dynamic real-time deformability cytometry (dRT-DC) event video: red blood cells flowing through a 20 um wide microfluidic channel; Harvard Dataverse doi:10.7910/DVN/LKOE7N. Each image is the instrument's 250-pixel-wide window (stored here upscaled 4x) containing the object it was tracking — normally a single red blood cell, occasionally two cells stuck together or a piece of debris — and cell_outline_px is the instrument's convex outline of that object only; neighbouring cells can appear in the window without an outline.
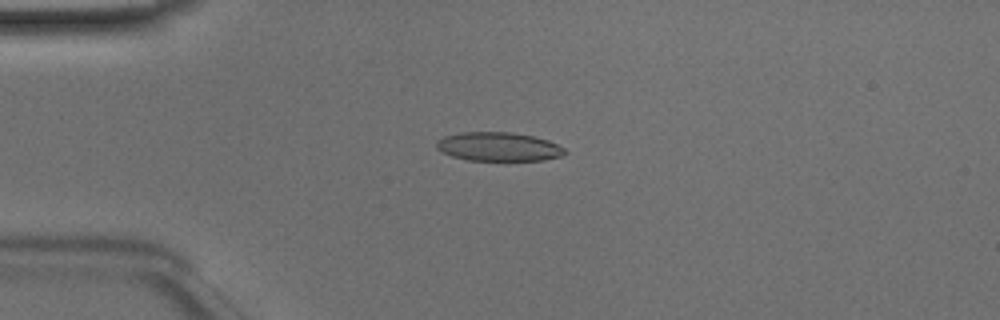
{"species": "Egyptian fruit bat (a non-hibernating species)", "species_latin": "Rousettus aegyptiacus", "temperature_condition": "room temperature", "stored_images_in_passage": 49, "camera_frame_rate_fps": 3000, "um_per_image_px": 0.085, "animal": {"sex": "male"}, "frame": {"image": 1, "passage_image": 12, "time_ms": 3.667, "image_size_px": [1000, 320], "cell_outline_px": [[568, 152], [560, 156], [544, 160], [468, 160], [452, 156], [436, 148], [436, 140], [444, 136], [460, 132], [512, 132], [532, 136], [548, 140], [564, 148]], "centroid_in_image_um": [42.36, 12.46], "position_along_channel_um": 42.6, "area_um2": 21.5}}
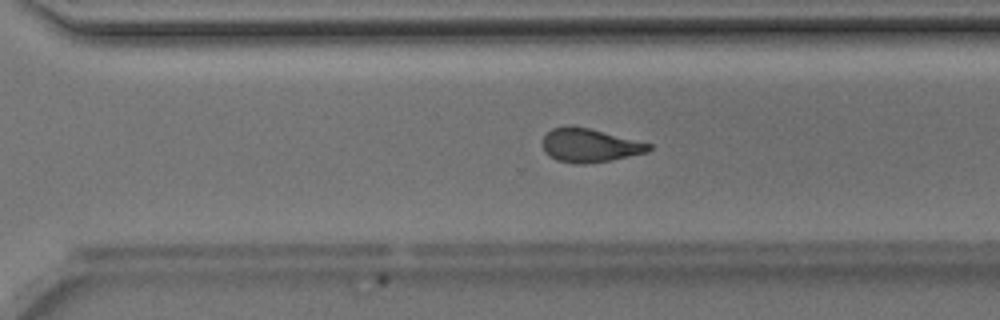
{"frame": {"image": 2, "passage_image": 34, "time_ms": 11.0, "image_size_px": [1000, 320], "cell_outline_px": [[652, 148], [648, 152], [612, 160], [584, 164], [572, 164], [556, 160], [548, 156], [544, 152], [540, 144], [544, 136], [552, 128], [568, 124], [572, 124], [652, 144]], "centroid_in_image_um": [50.05, 12.36], "position_along_channel_um": 320.5, "area_um2": 21.21}}
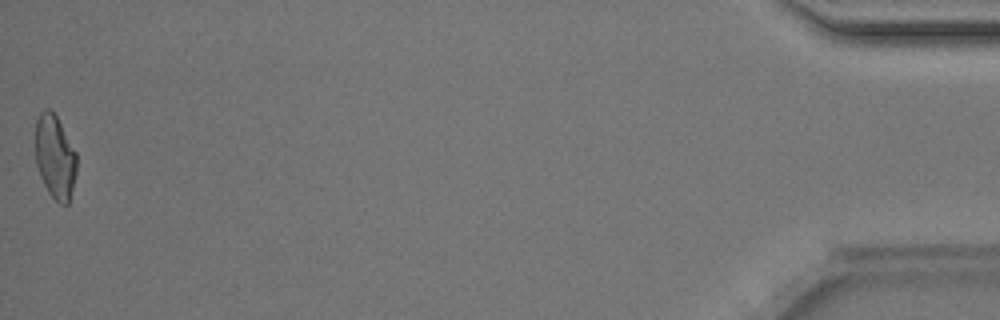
{"frame": {"image": 3, "passage_image": 49, "time_ms": 16.0, "image_size_px": [1000, 320], "cell_outline_px": [[76, 172], [68, 204], [60, 204], [48, 192], [40, 176], [36, 164], [36, 120], [40, 112], [44, 108], [48, 108], [56, 116], [76, 152]], "centroid_in_image_um": [4.67, 13.33], "position_along_channel_um": 430.5, "area_um2": 19.88}, "authors_computed_cell_mechanics": {"area_um2": 21.8484, "velocity_mm_per_s": 4.1263, "shape_relaxation_time_tau1_ms": 4.0349, "shape_relaxation_time_tau2_ms": 2.3862, "deformation_change_tau1": 0.1439, "deformation_change_tau2": 0.101}}